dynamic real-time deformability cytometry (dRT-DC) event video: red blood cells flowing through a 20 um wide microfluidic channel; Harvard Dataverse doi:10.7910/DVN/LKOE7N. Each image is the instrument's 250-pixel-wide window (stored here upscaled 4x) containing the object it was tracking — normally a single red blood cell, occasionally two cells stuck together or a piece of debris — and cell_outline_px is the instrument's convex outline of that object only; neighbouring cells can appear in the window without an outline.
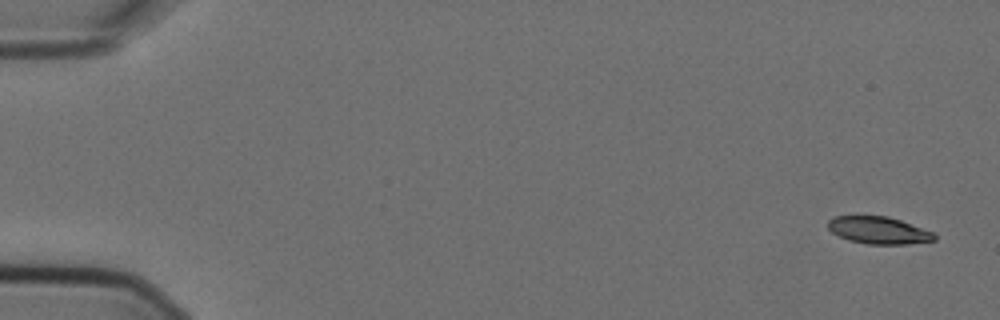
{"species": "Egyptian fruit bat (a non-hibernating species)", "species_latin": "Rousettus aegyptiacus", "temperature_condition": "cold", "stored_images_in_passage": 6, "segment_of_instrument_passage": [1, 2], "camera_frame_rate_fps": 3000, "um_per_image_px": 0.085, "animal": {"sex": "female"}, "frame": {"image": 1, "passage_image": 1, "time_ms": 0.0, "image_size_px": [1000, 320], "cell_outline_px": [[936, 240], [908, 244], [868, 244], [848, 240], [832, 232], [828, 228], [828, 220], [836, 216], [888, 216], [900, 220], [932, 232], [936, 236]], "centroid_in_image_um": [74.67, 19.58], "position_along_channel_um": 10.3, "area_um2": 16.7}}